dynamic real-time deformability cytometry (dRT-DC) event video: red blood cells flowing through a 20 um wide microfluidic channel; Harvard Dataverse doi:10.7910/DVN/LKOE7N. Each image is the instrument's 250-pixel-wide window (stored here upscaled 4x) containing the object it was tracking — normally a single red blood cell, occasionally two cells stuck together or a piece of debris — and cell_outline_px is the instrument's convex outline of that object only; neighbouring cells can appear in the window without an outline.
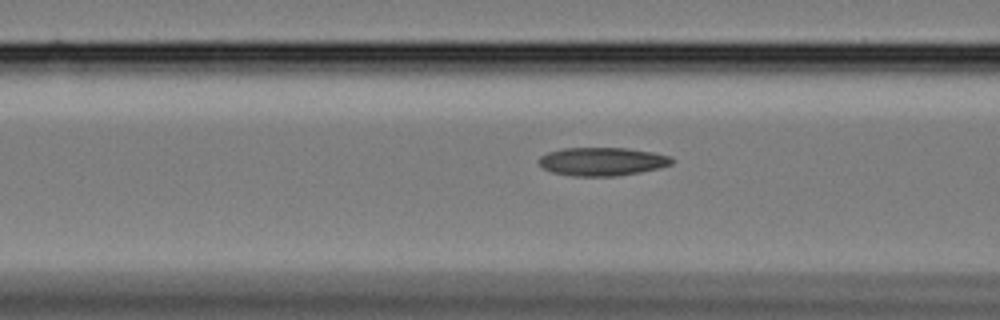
{"species": "Egyptian fruit bat (a non-hibernating species)", "species_latin": "Rousettus aegyptiacus", "temperature_condition": "cold", "stored_images_in_passage": 8, "camera_frame_rate_fps": 3000, "um_per_image_px": 0.085, "animal": {"sex": "female"}, "frame": {"image": 1, "passage_image": 5, "time_ms": 1.333, "image_size_px": [1000, 320], "cell_outline_px": [[676, 160], [672, 164], [660, 168], [640, 172], [616, 176], [572, 176], [552, 172], [544, 168], [536, 160], [540, 156], [548, 152], [560, 148], [628, 148], [652, 152], [672, 156]], "centroid_in_image_um": [51.2, 13.72], "position_along_channel_um": 115.4, "area_um2": 22.2}}